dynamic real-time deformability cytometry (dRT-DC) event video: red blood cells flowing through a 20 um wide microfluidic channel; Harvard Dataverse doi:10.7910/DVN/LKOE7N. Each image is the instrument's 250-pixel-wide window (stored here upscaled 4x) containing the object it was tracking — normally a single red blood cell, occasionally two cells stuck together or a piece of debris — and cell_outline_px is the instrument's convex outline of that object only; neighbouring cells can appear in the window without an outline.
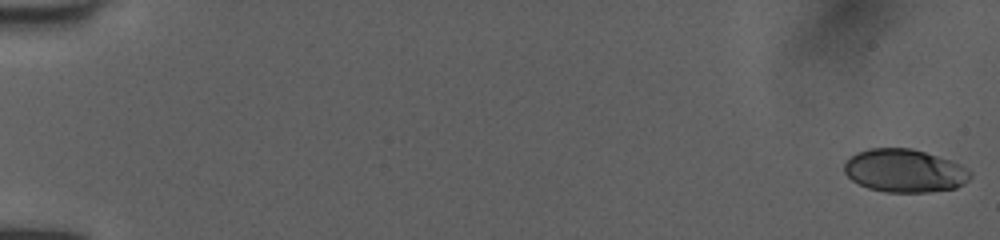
{"species": "human", "species_latin": "Homo sapiens", "temperature_condition": "room temperature", "stored_images_in_passage": 10, "camera_frame_rate_fps": 3000, "um_per_image_px": 0.085, "donor": {"sex": "female"}, "frame": {"image": 1, "passage_image": 1, "time_ms": 0.0, "image_size_px": [1000, 240], "cell_outline_px": [[972, 176], [964, 184], [956, 188], [928, 192], [884, 192], [868, 188], [852, 180], [844, 172], [844, 164], [852, 156], [860, 152], [872, 148], [912, 148], [960, 164], [968, 168], [972, 172]], "centroid_in_image_um": [76.92, 14.53], "position_along_channel_um": 8.1, "area_um2": 31.5}}
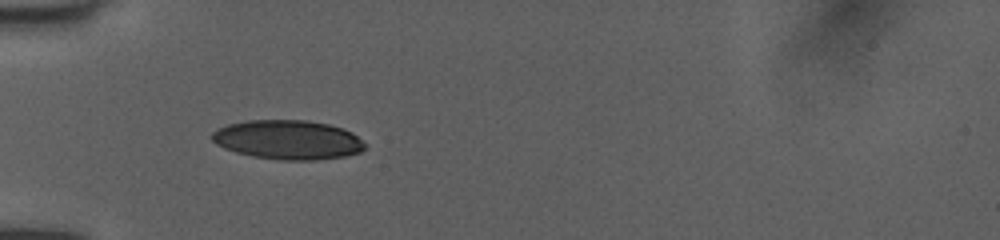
{"frame": {"image": 2, "passage_image": 9, "time_ms": 2.667, "image_size_px": [1000, 240], "cell_outline_px": [[364, 148], [360, 152], [344, 156], [316, 160], [280, 160], [252, 156], [236, 152], [224, 148], [216, 144], [212, 140], [212, 132], [216, 128], [228, 124], [248, 120], [308, 120], [328, 124], [344, 128], [352, 132], [364, 144]], "centroid_in_image_um": [24.44, 11.87], "position_along_channel_um": 60.6, "area_um2": 35.03}}
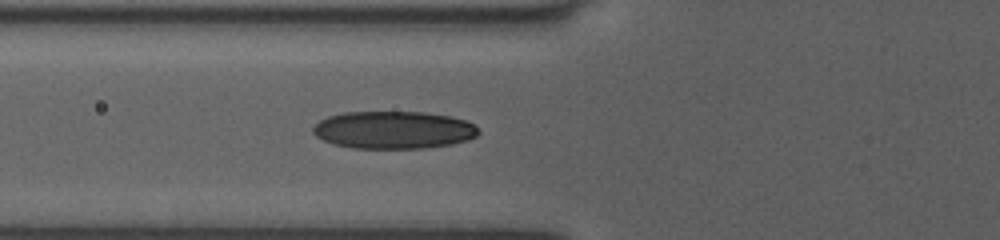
{"frame": {"image": 3, "passage_image": 10, "time_ms": 3.0, "image_size_px": [1000, 240], "cell_outline_px": [[480, 132], [476, 136], [468, 140], [452, 144], [424, 148], [352, 148], [332, 144], [316, 136], [312, 132], [312, 128], [320, 120], [328, 116], [344, 112], [424, 112], [452, 116], [464, 120], [472, 124]], "centroid_in_image_um": [33.44, 11.04], "position_along_channel_um": 92.4, "area_um2": 36.3}}